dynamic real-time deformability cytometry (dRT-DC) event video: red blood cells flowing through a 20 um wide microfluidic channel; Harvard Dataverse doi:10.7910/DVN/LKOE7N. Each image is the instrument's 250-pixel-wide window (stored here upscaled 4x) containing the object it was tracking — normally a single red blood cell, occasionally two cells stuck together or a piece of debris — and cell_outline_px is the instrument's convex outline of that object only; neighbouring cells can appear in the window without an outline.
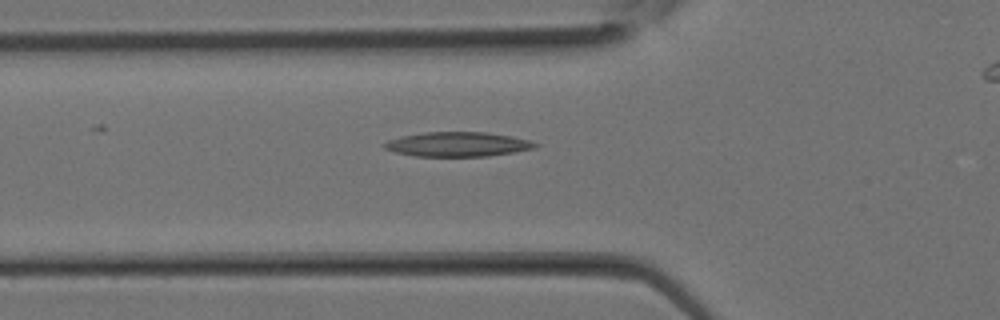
{"species": "Egyptian fruit bat (a non-hibernating species)", "species_latin": "Rousettus aegyptiacus", "temperature_condition": "room temperature", "stored_images_in_passage": 16, "camera_frame_rate_fps": 3000, "um_per_image_px": 0.085, "animal": {"sex": "female"}, "frame": {"image": 1, "passage_image": 10, "time_ms": 3.0, "image_size_px": [1000, 320], "cell_outline_px": [[540, 144], [536, 148], [488, 156], [416, 156], [396, 152], [384, 148], [380, 144], [388, 140], [400, 136], [424, 132], [484, 132], [508, 136], [528, 140]], "centroid_in_image_um": [38.85, 12.26], "position_along_channel_um": 86.9, "area_um2": 21.44}}
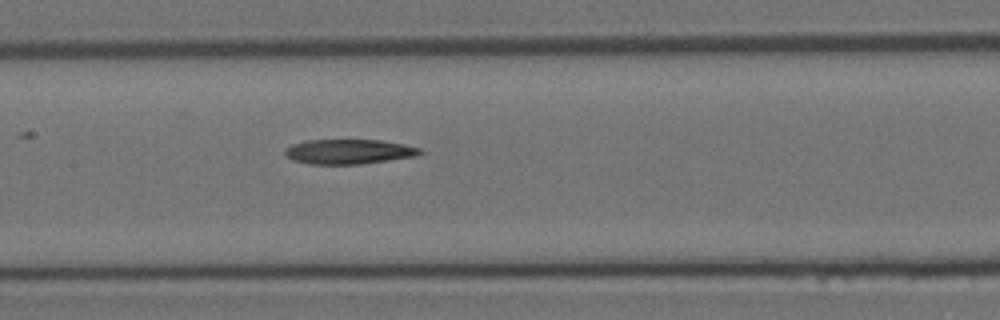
{"frame": {"image": 2, "passage_image": 14, "time_ms": 4.333, "image_size_px": [1000, 320], "cell_outline_px": [[424, 152], [416, 156], [360, 164], [308, 164], [292, 160], [284, 152], [284, 148], [292, 144], [304, 140], [380, 140], [404, 144], [420, 148]], "centroid_in_image_um": [29.63, 12.88], "position_along_channel_um": 177.8, "area_um2": 19.54}}
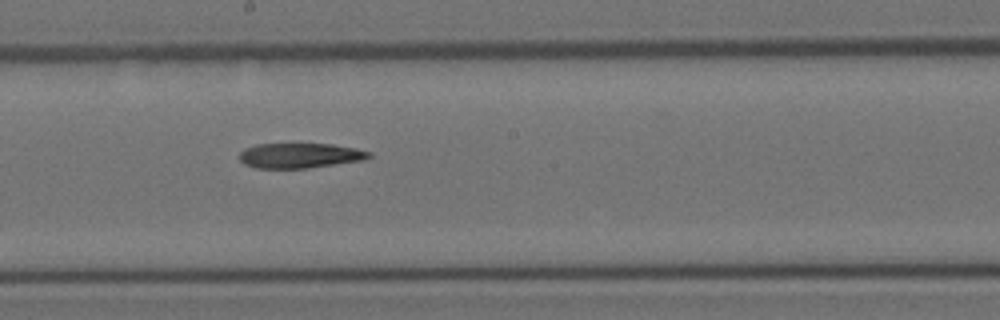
{"frame": {"image": 3, "passage_image": 16, "time_ms": 5.0, "image_size_px": [1000, 320], "cell_outline_px": [[372, 156], [364, 160], [308, 168], [256, 168], [244, 164], [240, 160], [240, 152], [244, 148], [256, 144], [332, 144], [356, 148], [372, 152]], "centroid_in_image_um": [25.5, 13.22], "position_along_channel_um": 222.7, "area_um2": 18.96}}